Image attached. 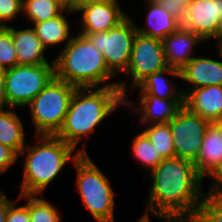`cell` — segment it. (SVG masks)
I'll use <instances>...</instances> for the list:
<instances>
[{
    "label": "cell",
    "mask_w": 222,
    "mask_h": 222,
    "mask_svg": "<svg viewBox=\"0 0 222 222\" xmlns=\"http://www.w3.org/2000/svg\"><path fill=\"white\" fill-rule=\"evenodd\" d=\"M18 159V155L9 147L0 143V173L3 174Z\"/></svg>",
    "instance_id": "cell-33"
},
{
    "label": "cell",
    "mask_w": 222,
    "mask_h": 222,
    "mask_svg": "<svg viewBox=\"0 0 222 222\" xmlns=\"http://www.w3.org/2000/svg\"><path fill=\"white\" fill-rule=\"evenodd\" d=\"M216 40H222V17L220 18V23H219V27H218V32L216 35Z\"/></svg>",
    "instance_id": "cell-37"
},
{
    "label": "cell",
    "mask_w": 222,
    "mask_h": 222,
    "mask_svg": "<svg viewBox=\"0 0 222 222\" xmlns=\"http://www.w3.org/2000/svg\"><path fill=\"white\" fill-rule=\"evenodd\" d=\"M5 107L10 108L5 94V70L0 69V111Z\"/></svg>",
    "instance_id": "cell-34"
},
{
    "label": "cell",
    "mask_w": 222,
    "mask_h": 222,
    "mask_svg": "<svg viewBox=\"0 0 222 222\" xmlns=\"http://www.w3.org/2000/svg\"><path fill=\"white\" fill-rule=\"evenodd\" d=\"M150 175L153 184L145 215L152 213L166 222H186L205 198L201 191L203 178L191 161L164 159Z\"/></svg>",
    "instance_id": "cell-1"
},
{
    "label": "cell",
    "mask_w": 222,
    "mask_h": 222,
    "mask_svg": "<svg viewBox=\"0 0 222 222\" xmlns=\"http://www.w3.org/2000/svg\"><path fill=\"white\" fill-rule=\"evenodd\" d=\"M210 122L183 106L169 122L175 157L195 162Z\"/></svg>",
    "instance_id": "cell-9"
},
{
    "label": "cell",
    "mask_w": 222,
    "mask_h": 222,
    "mask_svg": "<svg viewBox=\"0 0 222 222\" xmlns=\"http://www.w3.org/2000/svg\"><path fill=\"white\" fill-rule=\"evenodd\" d=\"M132 153L134 158L149 169L148 172L156 168L164 160L143 132L133 138Z\"/></svg>",
    "instance_id": "cell-25"
},
{
    "label": "cell",
    "mask_w": 222,
    "mask_h": 222,
    "mask_svg": "<svg viewBox=\"0 0 222 222\" xmlns=\"http://www.w3.org/2000/svg\"><path fill=\"white\" fill-rule=\"evenodd\" d=\"M167 68L162 41L157 38L136 34L131 58L125 74L132 78V88L152 75Z\"/></svg>",
    "instance_id": "cell-10"
},
{
    "label": "cell",
    "mask_w": 222,
    "mask_h": 222,
    "mask_svg": "<svg viewBox=\"0 0 222 222\" xmlns=\"http://www.w3.org/2000/svg\"><path fill=\"white\" fill-rule=\"evenodd\" d=\"M192 0H158L161 6L181 24L186 18V7Z\"/></svg>",
    "instance_id": "cell-32"
},
{
    "label": "cell",
    "mask_w": 222,
    "mask_h": 222,
    "mask_svg": "<svg viewBox=\"0 0 222 222\" xmlns=\"http://www.w3.org/2000/svg\"><path fill=\"white\" fill-rule=\"evenodd\" d=\"M64 14L63 12L54 18L33 23V29L45 48L60 45L67 40L66 45L71 40L70 24Z\"/></svg>",
    "instance_id": "cell-21"
},
{
    "label": "cell",
    "mask_w": 222,
    "mask_h": 222,
    "mask_svg": "<svg viewBox=\"0 0 222 222\" xmlns=\"http://www.w3.org/2000/svg\"><path fill=\"white\" fill-rule=\"evenodd\" d=\"M55 77L77 88L119 87L125 104L133 106L126 95L124 82H106L115 75L106 66L103 53L81 34L73 36L54 60ZM103 83V86L100 85Z\"/></svg>",
    "instance_id": "cell-2"
},
{
    "label": "cell",
    "mask_w": 222,
    "mask_h": 222,
    "mask_svg": "<svg viewBox=\"0 0 222 222\" xmlns=\"http://www.w3.org/2000/svg\"><path fill=\"white\" fill-rule=\"evenodd\" d=\"M89 2H117V0H81V3Z\"/></svg>",
    "instance_id": "cell-38"
},
{
    "label": "cell",
    "mask_w": 222,
    "mask_h": 222,
    "mask_svg": "<svg viewBox=\"0 0 222 222\" xmlns=\"http://www.w3.org/2000/svg\"><path fill=\"white\" fill-rule=\"evenodd\" d=\"M12 203L13 202L9 200L1 190L0 191V222H5L9 206Z\"/></svg>",
    "instance_id": "cell-35"
},
{
    "label": "cell",
    "mask_w": 222,
    "mask_h": 222,
    "mask_svg": "<svg viewBox=\"0 0 222 222\" xmlns=\"http://www.w3.org/2000/svg\"><path fill=\"white\" fill-rule=\"evenodd\" d=\"M22 121L12 110L0 111V143L11 148L18 156L26 146Z\"/></svg>",
    "instance_id": "cell-22"
},
{
    "label": "cell",
    "mask_w": 222,
    "mask_h": 222,
    "mask_svg": "<svg viewBox=\"0 0 222 222\" xmlns=\"http://www.w3.org/2000/svg\"><path fill=\"white\" fill-rule=\"evenodd\" d=\"M217 42V48H218V50H219V55L222 57V40H216Z\"/></svg>",
    "instance_id": "cell-39"
},
{
    "label": "cell",
    "mask_w": 222,
    "mask_h": 222,
    "mask_svg": "<svg viewBox=\"0 0 222 222\" xmlns=\"http://www.w3.org/2000/svg\"><path fill=\"white\" fill-rule=\"evenodd\" d=\"M221 17L222 0H192L181 26L208 41L216 38Z\"/></svg>",
    "instance_id": "cell-11"
},
{
    "label": "cell",
    "mask_w": 222,
    "mask_h": 222,
    "mask_svg": "<svg viewBox=\"0 0 222 222\" xmlns=\"http://www.w3.org/2000/svg\"><path fill=\"white\" fill-rule=\"evenodd\" d=\"M74 11L83 13L79 20L83 36L108 31L127 17L117 2L81 3Z\"/></svg>",
    "instance_id": "cell-12"
},
{
    "label": "cell",
    "mask_w": 222,
    "mask_h": 222,
    "mask_svg": "<svg viewBox=\"0 0 222 222\" xmlns=\"http://www.w3.org/2000/svg\"><path fill=\"white\" fill-rule=\"evenodd\" d=\"M161 41L167 67L179 71L195 57L190 56L193 54V47L204 42L200 36L182 26Z\"/></svg>",
    "instance_id": "cell-14"
},
{
    "label": "cell",
    "mask_w": 222,
    "mask_h": 222,
    "mask_svg": "<svg viewBox=\"0 0 222 222\" xmlns=\"http://www.w3.org/2000/svg\"><path fill=\"white\" fill-rule=\"evenodd\" d=\"M138 222H150L148 215L143 214V216L138 220Z\"/></svg>",
    "instance_id": "cell-40"
},
{
    "label": "cell",
    "mask_w": 222,
    "mask_h": 222,
    "mask_svg": "<svg viewBox=\"0 0 222 222\" xmlns=\"http://www.w3.org/2000/svg\"><path fill=\"white\" fill-rule=\"evenodd\" d=\"M59 210L37 195H29L30 222H61Z\"/></svg>",
    "instance_id": "cell-26"
},
{
    "label": "cell",
    "mask_w": 222,
    "mask_h": 222,
    "mask_svg": "<svg viewBox=\"0 0 222 222\" xmlns=\"http://www.w3.org/2000/svg\"><path fill=\"white\" fill-rule=\"evenodd\" d=\"M18 199L28 201L25 206H17L13 203L9 206L5 222H30L29 216V195H19Z\"/></svg>",
    "instance_id": "cell-30"
},
{
    "label": "cell",
    "mask_w": 222,
    "mask_h": 222,
    "mask_svg": "<svg viewBox=\"0 0 222 222\" xmlns=\"http://www.w3.org/2000/svg\"><path fill=\"white\" fill-rule=\"evenodd\" d=\"M16 65L18 61L12 35L5 27L0 32V69L6 70Z\"/></svg>",
    "instance_id": "cell-28"
},
{
    "label": "cell",
    "mask_w": 222,
    "mask_h": 222,
    "mask_svg": "<svg viewBox=\"0 0 222 222\" xmlns=\"http://www.w3.org/2000/svg\"><path fill=\"white\" fill-rule=\"evenodd\" d=\"M37 144L26 146L18 157L26 154L19 195H41L68 162H74L85 148H75L56 135H35ZM26 152V153H25ZM74 153V155H73Z\"/></svg>",
    "instance_id": "cell-4"
},
{
    "label": "cell",
    "mask_w": 222,
    "mask_h": 222,
    "mask_svg": "<svg viewBox=\"0 0 222 222\" xmlns=\"http://www.w3.org/2000/svg\"><path fill=\"white\" fill-rule=\"evenodd\" d=\"M180 75V79L193 87L190 86L187 91H182L184 95L191 89L211 85L222 86V61L195 56L180 70Z\"/></svg>",
    "instance_id": "cell-15"
},
{
    "label": "cell",
    "mask_w": 222,
    "mask_h": 222,
    "mask_svg": "<svg viewBox=\"0 0 222 222\" xmlns=\"http://www.w3.org/2000/svg\"><path fill=\"white\" fill-rule=\"evenodd\" d=\"M136 24L127 16L116 27L108 31L88 34L94 46L103 53L108 69L114 74L124 73L131 58Z\"/></svg>",
    "instance_id": "cell-8"
},
{
    "label": "cell",
    "mask_w": 222,
    "mask_h": 222,
    "mask_svg": "<svg viewBox=\"0 0 222 222\" xmlns=\"http://www.w3.org/2000/svg\"><path fill=\"white\" fill-rule=\"evenodd\" d=\"M55 77V64L16 65L5 70V94L10 109L27 106Z\"/></svg>",
    "instance_id": "cell-7"
},
{
    "label": "cell",
    "mask_w": 222,
    "mask_h": 222,
    "mask_svg": "<svg viewBox=\"0 0 222 222\" xmlns=\"http://www.w3.org/2000/svg\"><path fill=\"white\" fill-rule=\"evenodd\" d=\"M163 159L175 157L173 136L169 123L151 124L142 131Z\"/></svg>",
    "instance_id": "cell-24"
},
{
    "label": "cell",
    "mask_w": 222,
    "mask_h": 222,
    "mask_svg": "<svg viewBox=\"0 0 222 222\" xmlns=\"http://www.w3.org/2000/svg\"><path fill=\"white\" fill-rule=\"evenodd\" d=\"M172 77L181 78L180 71L175 68L167 67L159 72L147 76L136 88L140 89V95H153L167 100H184V94L176 90L174 82L168 81L164 74Z\"/></svg>",
    "instance_id": "cell-20"
},
{
    "label": "cell",
    "mask_w": 222,
    "mask_h": 222,
    "mask_svg": "<svg viewBox=\"0 0 222 222\" xmlns=\"http://www.w3.org/2000/svg\"><path fill=\"white\" fill-rule=\"evenodd\" d=\"M206 176L212 179L213 182L208 194L204 196L212 200L222 201V161Z\"/></svg>",
    "instance_id": "cell-31"
},
{
    "label": "cell",
    "mask_w": 222,
    "mask_h": 222,
    "mask_svg": "<svg viewBox=\"0 0 222 222\" xmlns=\"http://www.w3.org/2000/svg\"><path fill=\"white\" fill-rule=\"evenodd\" d=\"M23 0H0V24L7 26L6 22L13 21L22 13Z\"/></svg>",
    "instance_id": "cell-29"
},
{
    "label": "cell",
    "mask_w": 222,
    "mask_h": 222,
    "mask_svg": "<svg viewBox=\"0 0 222 222\" xmlns=\"http://www.w3.org/2000/svg\"><path fill=\"white\" fill-rule=\"evenodd\" d=\"M222 161V122L210 123L197 160L194 162L197 173L204 178Z\"/></svg>",
    "instance_id": "cell-18"
},
{
    "label": "cell",
    "mask_w": 222,
    "mask_h": 222,
    "mask_svg": "<svg viewBox=\"0 0 222 222\" xmlns=\"http://www.w3.org/2000/svg\"><path fill=\"white\" fill-rule=\"evenodd\" d=\"M65 11L68 14L75 12L66 9L59 0H23L22 12L32 23L54 18Z\"/></svg>",
    "instance_id": "cell-23"
},
{
    "label": "cell",
    "mask_w": 222,
    "mask_h": 222,
    "mask_svg": "<svg viewBox=\"0 0 222 222\" xmlns=\"http://www.w3.org/2000/svg\"><path fill=\"white\" fill-rule=\"evenodd\" d=\"M139 106L134 112L141 113L142 124L169 123L184 106V100H167L153 95H140Z\"/></svg>",
    "instance_id": "cell-17"
},
{
    "label": "cell",
    "mask_w": 222,
    "mask_h": 222,
    "mask_svg": "<svg viewBox=\"0 0 222 222\" xmlns=\"http://www.w3.org/2000/svg\"><path fill=\"white\" fill-rule=\"evenodd\" d=\"M76 88L54 77L28 104L35 135H56L59 132Z\"/></svg>",
    "instance_id": "cell-6"
},
{
    "label": "cell",
    "mask_w": 222,
    "mask_h": 222,
    "mask_svg": "<svg viewBox=\"0 0 222 222\" xmlns=\"http://www.w3.org/2000/svg\"><path fill=\"white\" fill-rule=\"evenodd\" d=\"M5 27L0 24V32L4 29Z\"/></svg>",
    "instance_id": "cell-41"
},
{
    "label": "cell",
    "mask_w": 222,
    "mask_h": 222,
    "mask_svg": "<svg viewBox=\"0 0 222 222\" xmlns=\"http://www.w3.org/2000/svg\"><path fill=\"white\" fill-rule=\"evenodd\" d=\"M121 104H125V97L119 87L76 88L64 124L56 136L76 149L83 136L87 138L93 133Z\"/></svg>",
    "instance_id": "cell-3"
},
{
    "label": "cell",
    "mask_w": 222,
    "mask_h": 222,
    "mask_svg": "<svg viewBox=\"0 0 222 222\" xmlns=\"http://www.w3.org/2000/svg\"><path fill=\"white\" fill-rule=\"evenodd\" d=\"M66 9L75 10L80 4L81 0H59Z\"/></svg>",
    "instance_id": "cell-36"
},
{
    "label": "cell",
    "mask_w": 222,
    "mask_h": 222,
    "mask_svg": "<svg viewBox=\"0 0 222 222\" xmlns=\"http://www.w3.org/2000/svg\"><path fill=\"white\" fill-rule=\"evenodd\" d=\"M147 6L148 14L145 19L146 25L150 28L143 29L136 25L137 33L163 40L181 26V23L167 12L158 1H148Z\"/></svg>",
    "instance_id": "cell-19"
},
{
    "label": "cell",
    "mask_w": 222,
    "mask_h": 222,
    "mask_svg": "<svg viewBox=\"0 0 222 222\" xmlns=\"http://www.w3.org/2000/svg\"><path fill=\"white\" fill-rule=\"evenodd\" d=\"M184 106L210 123L222 122V86L189 90L184 95Z\"/></svg>",
    "instance_id": "cell-13"
},
{
    "label": "cell",
    "mask_w": 222,
    "mask_h": 222,
    "mask_svg": "<svg viewBox=\"0 0 222 222\" xmlns=\"http://www.w3.org/2000/svg\"><path fill=\"white\" fill-rule=\"evenodd\" d=\"M76 167V186L84 206L97 222H114V191L106 175L88 154H80L73 162Z\"/></svg>",
    "instance_id": "cell-5"
},
{
    "label": "cell",
    "mask_w": 222,
    "mask_h": 222,
    "mask_svg": "<svg viewBox=\"0 0 222 222\" xmlns=\"http://www.w3.org/2000/svg\"><path fill=\"white\" fill-rule=\"evenodd\" d=\"M186 222H222V201L205 197Z\"/></svg>",
    "instance_id": "cell-27"
},
{
    "label": "cell",
    "mask_w": 222,
    "mask_h": 222,
    "mask_svg": "<svg viewBox=\"0 0 222 222\" xmlns=\"http://www.w3.org/2000/svg\"><path fill=\"white\" fill-rule=\"evenodd\" d=\"M6 28L12 35L18 65L54 64V61L50 63L45 58L46 48L32 27L16 30L14 27L7 25Z\"/></svg>",
    "instance_id": "cell-16"
}]
</instances>
